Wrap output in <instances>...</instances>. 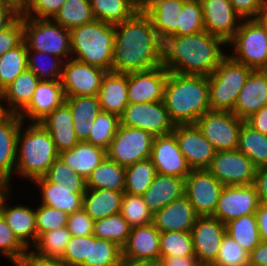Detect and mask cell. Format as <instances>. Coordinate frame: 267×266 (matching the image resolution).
Returning <instances> with one entry per match:
<instances>
[{
    "label": "cell",
    "instance_id": "obj_1",
    "mask_svg": "<svg viewBox=\"0 0 267 266\" xmlns=\"http://www.w3.org/2000/svg\"><path fill=\"white\" fill-rule=\"evenodd\" d=\"M114 28L112 71L131 73L162 66L163 42L142 9Z\"/></svg>",
    "mask_w": 267,
    "mask_h": 266
},
{
    "label": "cell",
    "instance_id": "obj_2",
    "mask_svg": "<svg viewBox=\"0 0 267 266\" xmlns=\"http://www.w3.org/2000/svg\"><path fill=\"white\" fill-rule=\"evenodd\" d=\"M227 43L207 31L186 36H172L163 42L162 65L184 75L210 76L228 55Z\"/></svg>",
    "mask_w": 267,
    "mask_h": 266
},
{
    "label": "cell",
    "instance_id": "obj_3",
    "mask_svg": "<svg viewBox=\"0 0 267 266\" xmlns=\"http://www.w3.org/2000/svg\"><path fill=\"white\" fill-rule=\"evenodd\" d=\"M163 101L175 125L195 124L202 115L211 111L208 76L168 71Z\"/></svg>",
    "mask_w": 267,
    "mask_h": 266
},
{
    "label": "cell",
    "instance_id": "obj_4",
    "mask_svg": "<svg viewBox=\"0 0 267 266\" xmlns=\"http://www.w3.org/2000/svg\"><path fill=\"white\" fill-rule=\"evenodd\" d=\"M24 126L25 122L22 121L17 135L14 175L31 182L44 177L60 153L39 122H29L26 128Z\"/></svg>",
    "mask_w": 267,
    "mask_h": 266
},
{
    "label": "cell",
    "instance_id": "obj_5",
    "mask_svg": "<svg viewBox=\"0 0 267 266\" xmlns=\"http://www.w3.org/2000/svg\"><path fill=\"white\" fill-rule=\"evenodd\" d=\"M71 58L112 71L115 28L95 20L70 30Z\"/></svg>",
    "mask_w": 267,
    "mask_h": 266
},
{
    "label": "cell",
    "instance_id": "obj_6",
    "mask_svg": "<svg viewBox=\"0 0 267 266\" xmlns=\"http://www.w3.org/2000/svg\"><path fill=\"white\" fill-rule=\"evenodd\" d=\"M253 69L227 55L208 76L211 111H232L238 95Z\"/></svg>",
    "mask_w": 267,
    "mask_h": 266
},
{
    "label": "cell",
    "instance_id": "obj_7",
    "mask_svg": "<svg viewBox=\"0 0 267 266\" xmlns=\"http://www.w3.org/2000/svg\"><path fill=\"white\" fill-rule=\"evenodd\" d=\"M23 41L27 50L45 52L61 58L64 62L71 58L70 30L53 19L23 16Z\"/></svg>",
    "mask_w": 267,
    "mask_h": 266
},
{
    "label": "cell",
    "instance_id": "obj_8",
    "mask_svg": "<svg viewBox=\"0 0 267 266\" xmlns=\"http://www.w3.org/2000/svg\"><path fill=\"white\" fill-rule=\"evenodd\" d=\"M227 44L233 48L228 55L234 61L253 70L267 69V35L255 19H243Z\"/></svg>",
    "mask_w": 267,
    "mask_h": 266
},
{
    "label": "cell",
    "instance_id": "obj_9",
    "mask_svg": "<svg viewBox=\"0 0 267 266\" xmlns=\"http://www.w3.org/2000/svg\"><path fill=\"white\" fill-rule=\"evenodd\" d=\"M153 141L154 136L147 131L120 124L106 150L107 158L124 167L149 159Z\"/></svg>",
    "mask_w": 267,
    "mask_h": 266
},
{
    "label": "cell",
    "instance_id": "obj_10",
    "mask_svg": "<svg viewBox=\"0 0 267 266\" xmlns=\"http://www.w3.org/2000/svg\"><path fill=\"white\" fill-rule=\"evenodd\" d=\"M243 121L232 111H209L195 125L216 151H226L237 149Z\"/></svg>",
    "mask_w": 267,
    "mask_h": 266
},
{
    "label": "cell",
    "instance_id": "obj_11",
    "mask_svg": "<svg viewBox=\"0 0 267 266\" xmlns=\"http://www.w3.org/2000/svg\"><path fill=\"white\" fill-rule=\"evenodd\" d=\"M119 119L121 125L142 129L154 137L172 133L175 126L164 101L128 103Z\"/></svg>",
    "mask_w": 267,
    "mask_h": 266
},
{
    "label": "cell",
    "instance_id": "obj_12",
    "mask_svg": "<svg viewBox=\"0 0 267 266\" xmlns=\"http://www.w3.org/2000/svg\"><path fill=\"white\" fill-rule=\"evenodd\" d=\"M207 170L224 186L254 183L257 168L239 150L216 151Z\"/></svg>",
    "mask_w": 267,
    "mask_h": 266
},
{
    "label": "cell",
    "instance_id": "obj_13",
    "mask_svg": "<svg viewBox=\"0 0 267 266\" xmlns=\"http://www.w3.org/2000/svg\"><path fill=\"white\" fill-rule=\"evenodd\" d=\"M224 185L207 169H192L185 178V196L199 216H212Z\"/></svg>",
    "mask_w": 267,
    "mask_h": 266
},
{
    "label": "cell",
    "instance_id": "obj_14",
    "mask_svg": "<svg viewBox=\"0 0 267 266\" xmlns=\"http://www.w3.org/2000/svg\"><path fill=\"white\" fill-rule=\"evenodd\" d=\"M106 70L70 58L63 63L61 83L65 97L97 96Z\"/></svg>",
    "mask_w": 267,
    "mask_h": 266
},
{
    "label": "cell",
    "instance_id": "obj_15",
    "mask_svg": "<svg viewBox=\"0 0 267 266\" xmlns=\"http://www.w3.org/2000/svg\"><path fill=\"white\" fill-rule=\"evenodd\" d=\"M259 204L258 194L253 184L226 185L221 191L212 216L226 224L241 216L255 214Z\"/></svg>",
    "mask_w": 267,
    "mask_h": 266
},
{
    "label": "cell",
    "instance_id": "obj_16",
    "mask_svg": "<svg viewBox=\"0 0 267 266\" xmlns=\"http://www.w3.org/2000/svg\"><path fill=\"white\" fill-rule=\"evenodd\" d=\"M194 254L200 265H211L217 258L225 224L213 216H199L191 229Z\"/></svg>",
    "mask_w": 267,
    "mask_h": 266
},
{
    "label": "cell",
    "instance_id": "obj_17",
    "mask_svg": "<svg viewBox=\"0 0 267 266\" xmlns=\"http://www.w3.org/2000/svg\"><path fill=\"white\" fill-rule=\"evenodd\" d=\"M172 133L191 169L209 167L216 150L195 124L175 125Z\"/></svg>",
    "mask_w": 267,
    "mask_h": 266
},
{
    "label": "cell",
    "instance_id": "obj_18",
    "mask_svg": "<svg viewBox=\"0 0 267 266\" xmlns=\"http://www.w3.org/2000/svg\"><path fill=\"white\" fill-rule=\"evenodd\" d=\"M167 78L168 70L163 65L127 73L128 102L137 104L163 101Z\"/></svg>",
    "mask_w": 267,
    "mask_h": 266
},
{
    "label": "cell",
    "instance_id": "obj_19",
    "mask_svg": "<svg viewBox=\"0 0 267 266\" xmlns=\"http://www.w3.org/2000/svg\"><path fill=\"white\" fill-rule=\"evenodd\" d=\"M200 2L205 31L228 43L243 19L235 12L229 0H200Z\"/></svg>",
    "mask_w": 267,
    "mask_h": 266
},
{
    "label": "cell",
    "instance_id": "obj_20",
    "mask_svg": "<svg viewBox=\"0 0 267 266\" xmlns=\"http://www.w3.org/2000/svg\"><path fill=\"white\" fill-rule=\"evenodd\" d=\"M150 159L161 175L186 178L192 170L173 133L154 137Z\"/></svg>",
    "mask_w": 267,
    "mask_h": 266
},
{
    "label": "cell",
    "instance_id": "obj_21",
    "mask_svg": "<svg viewBox=\"0 0 267 266\" xmlns=\"http://www.w3.org/2000/svg\"><path fill=\"white\" fill-rule=\"evenodd\" d=\"M64 102L61 80H40L30 103L18 115L24 122H40Z\"/></svg>",
    "mask_w": 267,
    "mask_h": 266
},
{
    "label": "cell",
    "instance_id": "obj_22",
    "mask_svg": "<svg viewBox=\"0 0 267 266\" xmlns=\"http://www.w3.org/2000/svg\"><path fill=\"white\" fill-rule=\"evenodd\" d=\"M186 0H142L141 9L150 17L162 42L178 36L180 11Z\"/></svg>",
    "mask_w": 267,
    "mask_h": 266
},
{
    "label": "cell",
    "instance_id": "obj_23",
    "mask_svg": "<svg viewBox=\"0 0 267 266\" xmlns=\"http://www.w3.org/2000/svg\"><path fill=\"white\" fill-rule=\"evenodd\" d=\"M199 215L188 198L183 197L153 214V225L163 232L191 231Z\"/></svg>",
    "mask_w": 267,
    "mask_h": 266
},
{
    "label": "cell",
    "instance_id": "obj_24",
    "mask_svg": "<svg viewBox=\"0 0 267 266\" xmlns=\"http://www.w3.org/2000/svg\"><path fill=\"white\" fill-rule=\"evenodd\" d=\"M267 105V71L253 70L242 87L233 113L246 120Z\"/></svg>",
    "mask_w": 267,
    "mask_h": 266
},
{
    "label": "cell",
    "instance_id": "obj_25",
    "mask_svg": "<svg viewBox=\"0 0 267 266\" xmlns=\"http://www.w3.org/2000/svg\"><path fill=\"white\" fill-rule=\"evenodd\" d=\"M42 195L40 203L71 214L82 208L86 187L57 186L45 176L32 181Z\"/></svg>",
    "mask_w": 267,
    "mask_h": 266
},
{
    "label": "cell",
    "instance_id": "obj_26",
    "mask_svg": "<svg viewBox=\"0 0 267 266\" xmlns=\"http://www.w3.org/2000/svg\"><path fill=\"white\" fill-rule=\"evenodd\" d=\"M160 235L153 223L131 228L127 242L122 247V257L159 262Z\"/></svg>",
    "mask_w": 267,
    "mask_h": 266
},
{
    "label": "cell",
    "instance_id": "obj_27",
    "mask_svg": "<svg viewBox=\"0 0 267 266\" xmlns=\"http://www.w3.org/2000/svg\"><path fill=\"white\" fill-rule=\"evenodd\" d=\"M9 196L10 194L5 198L0 214L4 217L18 240L29 250L38 237L35 209H32V206L29 207L23 204L9 206L7 201L9 198L12 199V196Z\"/></svg>",
    "mask_w": 267,
    "mask_h": 266
},
{
    "label": "cell",
    "instance_id": "obj_28",
    "mask_svg": "<svg viewBox=\"0 0 267 266\" xmlns=\"http://www.w3.org/2000/svg\"><path fill=\"white\" fill-rule=\"evenodd\" d=\"M39 123L48 131L59 153L70 150L79 142L74 132L71 109L65 102Z\"/></svg>",
    "mask_w": 267,
    "mask_h": 266
},
{
    "label": "cell",
    "instance_id": "obj_29",
    "mask_svg": "<svg viewBox=\"0 0 267 266\" xmlns=\"http://www.w3.org/2000/svg\"><path fill=\"white\" fill-rule=\"evenodd\" d=\"M22 121L14 113H7L0 119V177L10 182L16 169L17 135Z\"/></svg>",
    "mask_w": 267,
    "mask_h": 266
},
{
    "label": "cell",
    "instance_id": "obj_30",
    "mask_svg": "<svg viewBox=\"0 0 267 266\" xmlns=\"http://www.w3.org/2000/svg\"><path fill=\"white\" fill-rule=\"evenodd\" d=\"M97 97L101 111L120 117L129 103L127 73L107 71Z\"/></svg>",
    "mask_w": 267,
    "mask_h": 266
},
{
    "label": "cell",
    "instance_id": "obj_31",
    "mask_svg": "<svg viewBox=\"0 0 267 266\" xmlns=\"http://www.w3.org/2000/svg\"><path fill=\"white\" fill-rule=\"evenodd\" d=\"M184 195L185 178L157 173L142 197L148 209L154 214Z\"/></svg>",
    "mask_w": 267,
    "mask_h": 266
},
{
    "label": "cell",
    "instance_id": "obj_32",
    "mask_svg": "<svg viewBox=\"0 0 267 266\" xmlns=\"http://www.w3.org/2000/svg\"><path fill=\"white\" fill-rule=\"evenodd\" d=\"M59 157L84 179L107 157L106 150L86 141H79L70 150L62 151Z\"/></svg>",
    "mask_w": 267,
    "mask_h": 266
},
{
    "label": "cell",
    "instance_id": "obj_33",
    "mask_svg": "<svg viewBox=\"0 0 267 266\" xmlns=\"http://www.w3.org/2000/svg\"><path fill=\"white\" fill-rule=\"evenodd\" d=\"M40 79L29 69L22 72L3 91L7 113L19 114L31 101Z\"/></svg>",
    "mask_w": 267,
    "mask_h": 266
},
{
    "label": "cell",
    "instance_id": "obj_34",
    "mask_svg": "<svg viewBox=\"0 0 267 266\" xmlns=\"http://www.w3.org/2000/svg\"><path fill=\"white\" fill-rule=\"evenodd\" d=\"M123 194L107 189H86L82 208L94 221L116 215L121 211Z\"/></svg>",
    "mask_w": 267,
    "mask_h": 266
},
{
    "label": "cell",
    "instance_id": "obj_35",
    "mask_svg": "<svg viewBox=\"0 0 267 266\" xmlns=\"http://www.w3.org/2000/svg\"><path fill=\"white\" fill-rule=\"evenodd\" d=\"M95 20L116 25L130 19L142 0H90Z\"/></svg>",
    "mask_w": 267,
    "mask_h": 266
},
{
    "label": "cell",
    "instance_id": "obj_36",
    "mask_svg": "<svg viewBox=\"0 0 267 266\" xmlns=\"http://www.w3.org/2000/svg\"><path fill=\"white\" fill-rule=\"evenodd\" d=\"M86 188L124 192L125 167L106 157L87 177Z\"/></svg>",
    "mask_w": 267,
    "mask_h": 266
},
{
    "label": "cell",
    "instance_id": "obj_37",
    "mask_svg": "<svg viewBox=\"0 0 267 266\" xmlns=\"http://www.w3.org/2000/svg\"><path fill=\"white\" fill-rule=\"evenodd\" d=\"M258 169L267 166V135L250 126L246 121L242 122L239 131L238 147Z\"/></svg>",
    "mask_w": 267,
    "mask_h": 266
},
{
    "label": "cell",
    "instance_id": "obj_38",
    "mask_svg": "<svg viewBox=\"0 0 267 266\" xmlns=\"http://www.w3.org/2000/svg\"><path fill=\"white\" fill-rule=\"evenodd\" d=\"M225 228L226 234L249 253L261 242L255 214L230 220L225 224Z\"/></svg>",
    "mask_w": 267,
    "mask_h": 266
},
{
    "label": "cell",
    "instance_id": "obj_39",
    "mask_svg": "<svg viewBox=\"0 0 267 266\" xmlns=\"http://www.w3.org/2000/svg\"><path fill=\"white\" fill-rule=\"evenodd\" d=\"M53 20L68 30L95 21L90 0H65Z\"/></svg>",
    "mask_w": 267,
    "mask_h": 266
},
{
    "label": "cell",
    "instance_id": "obj_40",
    "mask_svg": "<svg viewBox=\"0 0 267 266\" xmlns=\"http://www.w3.org/2000/svg\"><path fill=\"white\" fill-rule=\"evenodd\" d=\"M122 248L116 243L89 235L88 258L81 266H119Z\"/></svg>",
    "mask_w": 267,
    "mask_h": 266
},
{
    "label": "cell",
    "instance_id": "obj_41",
    "mask_svg": "<svg viewBox=\"0 0 267 266\" xmlns=\"http://www.w3.org/2000/svg\"><path fill=\"white\" fill-rule=\"evenodd\" d=\"M156 174L150 158L125 167L124 193L142 196L152 184Z\"/></svg>",
    "mask_w": 267,
    "mask_h": 266
},
{
    "label": "cell",
    "instance_id": "obj_42",
    "mask_svg": "<svg viewBox=\"0 0 267 266\" xmlns=\"http://www.w3.org/2000/svg\"><path fill=\"white\" fill-rule=\"evenodd\" d=\"M70 237L67 226L44 232L37 237L36 242L29 250L40 257L61 259Z\"/></svg>",
    "mask_w": 267,
    "mask_h": 266
},
{
    "label": "cell",
    "instance_id": "obj_43",
    "mask_svg": "<svg viewBox=\"0 0 267 266\" xmlns=\"http://www.w3.org/2000/svg\"><path fill=\"white\" fill-rule=\"evenodd\" d=\"M27 69V48L25 42L22 41L0 57V92Z\"/></svg>",
    "mask_w": 267,
    "mask_h": 266
},
{
    "label": "cell",
    "instance_id": "obj_44",
    "mask_svg": "<svg viewBox=\"0 0 267 266\" xmlns=\"http://www.w3.org/2000/svg\"><path fill=\"white\" fill-rule=\"evenodd\" d=\"M28 69L40 80H61L64 61L45 52L27 50Z\"/></svg>",
    "mask_w": 267,
    "mask_h": 266
},
{
    "label": "cell",
    "instance_id": "obj_45",
    "mask_svg": "<svg viewBox=\"0 0 267 266\" xmlns=\"http://www.w3.org/2000/svg\"><path fill=\"white\" fill-rule=\"evenodd\" d=\"M131 227L120 213L94 221L93 235L109 240L123 247L130 234Z\"/></svg>",
    "mask_w": 267,
    "mask_h": 266
},
{
    "label": "cell",
    "instance_id": "obj_46",
    "mask_svg": "<svg viewBox=\"0 0 267 266\" xmlns=\"http://www.w3.org/2000/svg\"><path fill=\"white\" fill-rule=\"evenodd\" d=\"M86 142L107 150L114 138L120 119L117 115L101 111L95 120Z\"/></svg>",
    "mask_w": 267,
    "mask_h": 266
},
{
    "label": "cell",
    "instance_id": "obj_47",
    "mask_svg": "<svg viewBox=\"0 0 267 266\" xmlns=\"http://www.w3.org/2000/svg\"><path fill=\"white\" fill-rule=\"evenodd\" d=\"M174 256H195L191 231L161 233L160 257Z\"/></svg>",
    "mask_w": 267,
    "mask_h": 266
},
{
    "label": "cell",
    "instance_id": "obj_48",
    "mask_svg": "<svg viewBox=\"0 0 267 266\" xmlns=\"http://www.w3.org/2000/svg\"><path fill=\"white\" fill-rule=\"evenodd\" d=\"M120 214L131 228L153 222V213L148 209L143 197L138 195L123 194Z\"/></svg>",
    "mask_w": 267,
    "mask_h": 266
},
{
    "label": "cell",
    "instance_id": "obj_49",
    "mask_svg": "<svg viewBox=\"0 0 267 266\" xmlns=\"http://www.w3.org/2000/svg\"><path fill=\"white\" fill-rule=\"evenodd\" d=\"M204 20L200 0H186L180 11L178 36H186L204 31Z\"/></svg>",
    "mask_w": 267,
    "mask_h": 266
},
{
    "label": "cell",
    "instance_id": "obj_50",
    "mask_svg": "<svg viewBox=\"0 0 267 266\" xmlns=\"http://www.w3.org/2000/svg\"><path fill=\"white\" fill-rule=\"evenodd\" d=\"M211 265L249 266V252L225 234L217 258Z\"/></svg>",
    "mask_w": 267,
    "mask_h": 266
},
{
    "label": "cell",
    "instance_id": "obj_51",
    "mask_svg": "<svg viewBox=\"0 0 267 266\" xmlns=\"http://www.w3.org/2000/svg\"><path fill=\"white\" fill-rule=\"evenodd\" d=\"M65 103L71 109L74 124H82L90 120H95L101 112L97 96L65 97Z\"/></svg>",
    "mask_w": 267,
    "mask_h": 266
},
{
    "label": "cell",
    "instance_id": "obj_52",
    "mask_svg": "<svg viewBox=\"0 0 267 266\" xmlns=\"http://www.w3.org/2000/svg\"><path fill=\"white\" fill-rule=\"evenodd\" d=\"M27 251L0 214V254L15 265Z\"/></svg>",
    "mask_w": 267,
    "mask_h": 266
},
{
    "label": "cell",
    "instance_id": "obj_53",
    "mask_svg": "<svg viewBox=\"0 0 267 266\" xmlns=\"http://www.w3.org/2000/svg\"><path fill=\"white\" fill-rule=\"evenodd\" d=\"M45 177L57 186L86 187V179L76 173L60 157L54 161Z\"/></svg>",
    "mask_w": 267,
    "mask_h": 266
},
{
    "label": "cell",
    "instance_id": "obj_54",
    "mask_svg": "<svg viewBox=\"0 0 267 266\" xmlns=\"http://www.w3.org/2000/svg\"><path fill=\"white\" fill-rule=\"evenodd\" d=\"M36 228L38 236L44 232H49L67 226L68 214L57 208L38 203L35 208Z\"/></svg>",
    "mask_w": 267,
    "mask_h": 266
},
{
    "label": "cell",
    "instance_id": "obj_55",
    "mask_svg": "<svg viewBox=\"0 0 267 266\" xmlns=\"http://www.w3.org/2000/svg\"><path fill=\"white\" fill-rule=\"evenodd\" d=\"M89 235L71 236L61 260L67 266H81L88 258Z\"/></svg>",
    "mask_w": 267,
    "mask_h": 266
},
{
    "label": "cell",
    "instance_id": "obj_56",
    "mask_svg": "<svg viewBox=\"0 0 267 266\" xmlns=\"http://www.w3.org/2000/svg\"><path fill=\"white\" fill-rule=\"evenodd\" d=\"M23 41V15H18L9 25L0 30V57Z\"/></svg>",
    "mask_w": 267,
    "mask_h": 266
},
{
    "label": "cell",
    "instance_id": "obj_57",
    "mask_svg": "<svg viewBox=\"0 0 267 266\" xmlns=\"http://www.w3.org/2000/svg\"><path fill=\"white\" fill-rule=\"evenodd\" d=\"M65 0H31L23 16L28 18L53 19Z\"/></svg>",
    "mask_w": 267,
    "mask_h": 266
},
{
    "label": "cell",
    "instance_id": "obj_58",
    "mask_svg": "<svg viewBox=\"0 0 267 266\" xmlns=\"http://www.w3.org/2000/svg\"><path fill=\"white\" fill-rule=\"evenodd\" d=\"M94 220L83 208L68 214L67 229L71 236H88L93 234Z\"/></svg>",
    "mask_w": 267,
    "mask_h": 266
},
{
    "label": "cell",
    "instance_id": "obj_59",
    "mask_svg": "<svg viewBox=\"0 0 267 266\" xmlns=\"http://www.w3.org/2000/svg\"><path fill=\"white\" fill-rule=\"evenodd\" d=\"M242 19H254L262 10L263 0H229Z\"/></svg>",
    "mask_w": 267,
    "mask_h": 266
},
{
    "label": "cell",
    "instance_id": "obj_60",
    "mask_svg": "<svg viewBox=\"0 0 267 266\" xmlns=\"http://www.w3.org/2000/svg\"><path fill=\"white\" fill-rule=\"evenodd\" d=\"M14 266H67L61 259L40 257L30 250Z\"/></svg>",
    "mask_w": 267,
    "mask_h": 266
},
{
    "label": "cell",
    "instance_id": "obj_61",
    "mask_svg": "<svg viewBox=\"0 0 267 266\" xmlns=\"http://www.w3.org/2000/svg\"><path fill=\"white\" fill-rule=\"evenodd\" d=\"M260 203L267 204V166L256 170L254 183Z\"/></svg>",
    "mask_w": 267,
    "mask_h": 266
},
{
    "label": "cell",
    "instance_id": "obj_62",
    "mask_svg": "<svg viewBox=\"0 0 267 266\" xmlns=\"http://www.w3.org/2000/svg\"><path fill=\"white\" fill-rule=\"evenodd\" d=\"M250 126L267 135V105L245 120Z\"/></svg>",
    "mask_w": 267,
    "mask_h": 266
},
{
    "label": "cell",
    "instance_id": "obj_63",
    "mask_svg": "<svg viewBox=\"0 0 267 266\" xmlns=\"http://www.w3.org/2000/svg\"><path fill=\"white\" fill-rule=\"evenodd\" d=\"M249 266H267V241H261L249 253Z\"/></svg>",
    "mask_w": 267,
    "mask_h": 266
},
{
    "label": "cell",
    "instance_id": "obj_64",
    "mask_svg": "<svg viewBox=\"0 0 267 266\" xmlns=\"http://www.w3.org/2000/svg\"><path fill=\"white\" fill-rule=\"evenodd\" d=\"M160 266H201L196 256L160 257Z\"/></svg>",
    "mask_w": 267,
    "mask_h": 266
},
{
    "label": "cell",
    "instance_id": "obj_65",
    "mask_svg": "<svg viewBox=\"0 0 267 266\" xmlns=\"http://www.w3.org/2000/svg\"><path fill=\"white\" fill-rule=\"evenodd\" d=\"M261 241H267V204L260 203L255 213Z\"/></svg>",
    "mask_w": 267,
    "mask_h": 266
},
{
    "label": "cell",
    "instance_id": "obj_66",
    "mask_svg": "<svg viewBox=\"0 0 267 266\" xmlns=\"http://www.w3.org/2000/svg\"><path fill=\"white\" fill-rule=\"evenodd\" d=\"M18 15L10 6L0 2V30L9 25Z\"/></svg>",
    "mask_w": 267,
    "mask_h": 266
},
{
    "label": "cell",
    "instance_id": "obj_67",
    "mask_svg": "<svg viewBox=\"0 0 267 266\" xmlns=\"http://www.w3.org/2000/svg\"><path fill=\"white\" fill-rule=\"evenodd\" d=\"M93 124V120L87 121V123L74 124V132L79 141H86L88 139Z\"/></svg>",
    "mask_w": 267,
    "mask_h": 266
},
{
    "label": "cell",
    "instance_id": "obj_68",
    "mask_svg": "<svg viewBox=\"0 0 267 266\" xmlns=\"http://www.w3.org/2000/svg\"><path fill=\"white\" fill-rule=\"evenodd\" d=\"M31 0H0L1 3H4L10 6L16 13L23 15L27 10Z\"/></svg>",
    "mask_w": 267,
    "mask_h": 266
},
{
    "label": "cell",
    "instance_id": "obj_69",
    "mask_svg": "<svg viewBox=\"0 0 267 266\" xmlns=\"http://www.w3.org/2000/svg\"><path fill=\"white\" fill-rule=\"evenodd\" d=\"M119 266H160L159 262L121 257Z\"/></svg>",
    "mask_w": 267,
    "mask_h": 266
},
{
    "label": "cell",
    "instance_id": "obj_70",
    "mask_svg": "<svg viewBox=\"0 0 267 266\" xmlns=\"http://www.w3.org/2000/svg\"><path fill=\"white\" fill-rule=\"evenodd\" d=\"M10 181L8 179H5L3 177H0V210L2 207V204L5 200V198L11 194V186Z\"/></svg>",
    "mask_w": 267,
    "mask_h": 266
},
{
    "label": "cell",
    "instance_id": "obj_71",
    "mask_svg": "<svg viewBox=\"0 0 267 266\" xmlns=\"http://www.w3.org/2000/svg\"><path fill=\"white\" fill-rule=\"evenodd\" d=\"M260 26L263 28L265 34L267 35V14L261 10L254 18Z\"/></svg>",
    "mask_w": 267,
    "mask_h": 266
},
{
    "label": "cell",
    "instance_id": "obj_72",
    "mask_svg": "<svg viewBox=\"0 0 267 266\" xmlns=\"http://www.w3.org/2000/svg\"><path fill=\"white\" fill-rule=\"evenodd\" d=\"M5 107L6 105L3 104V94L0 92V119L7 114Z\"/></svg>",
    "mask_w": 267,
    "mask_h": 266
},
{
    "label": "cell",
    "instance_id": "obj_73",
    "mask_svg": "<svg viewBox=\"0 0 267 266\" xmlns=\"http://www.w3.org/2000/svg\"><path fill=\"white\" fill-rule=\"evenodd\" d=\"M262 10L267 14V0H263Z\"/></svg>",
    "mask_w": 267,
    "mask_h": 266
}]
</instances>
